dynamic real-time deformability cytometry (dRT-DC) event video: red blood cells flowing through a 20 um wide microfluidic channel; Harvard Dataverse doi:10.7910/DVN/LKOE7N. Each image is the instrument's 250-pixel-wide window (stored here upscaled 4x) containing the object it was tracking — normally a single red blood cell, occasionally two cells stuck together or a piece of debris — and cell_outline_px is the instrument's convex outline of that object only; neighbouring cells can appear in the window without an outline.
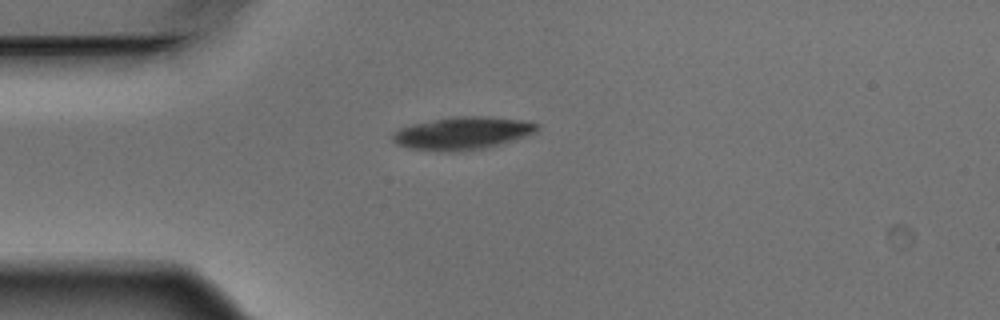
{"species": "Egyptian fruit bat (a non-hibernating species)", "species_latin": "Rousettus aegyptiacus", "temperature_condition": "warm", "stored_images_in_passage": 3, "camera_frame_rate_fps": 3000, "um_per_image_px": 0.085, "animal": {"sex": "male"}, "frame": {"image": 1, "passage_image": 2, "time_ms": 0.333, "image_size_px": [1000, 320], "cell_outline_px": [[540, 128], [536, 132], [524, 136], [496, 144], [480, 148], [452, 152], [444, 152], [408, 148], [396, 144], [392, 140], [392, 132], [400, 128], [432, 120], [464, 116], [484, 116], [520, 120], [540, 124]], "centroid_in_image_um": [39.27, 11.32], "position_along_channel_um": 45.7, "area_um2": 26.93}}
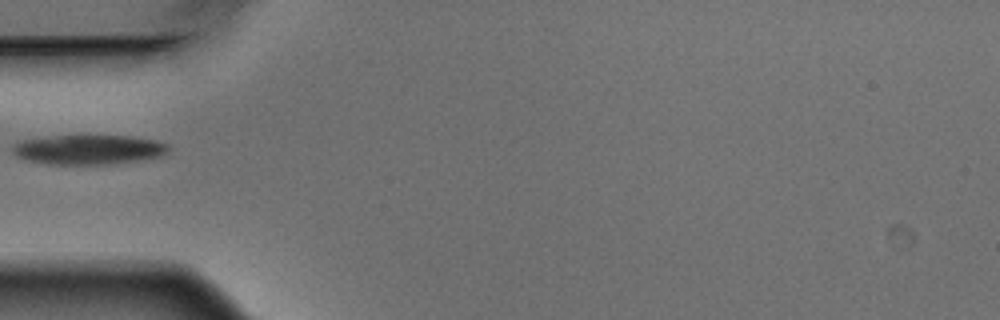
{"frame": {"image": 2, "passage_image": 3, "time_ms": 0.667, "image_size_px": [1000, 320], "cell_outline_px": [[168, 152], [164, 156], [108, 164], [52, 164], [28, 160], [16, 156], [12, 152], [12, 144], [24, 140], [56, 136], [132, 136], [152, 140], [168, 144]], "centroid_in_image_um": [7.53, 12.72], "position_along_channel_um": 77.5, "area_um2": 26.53}}